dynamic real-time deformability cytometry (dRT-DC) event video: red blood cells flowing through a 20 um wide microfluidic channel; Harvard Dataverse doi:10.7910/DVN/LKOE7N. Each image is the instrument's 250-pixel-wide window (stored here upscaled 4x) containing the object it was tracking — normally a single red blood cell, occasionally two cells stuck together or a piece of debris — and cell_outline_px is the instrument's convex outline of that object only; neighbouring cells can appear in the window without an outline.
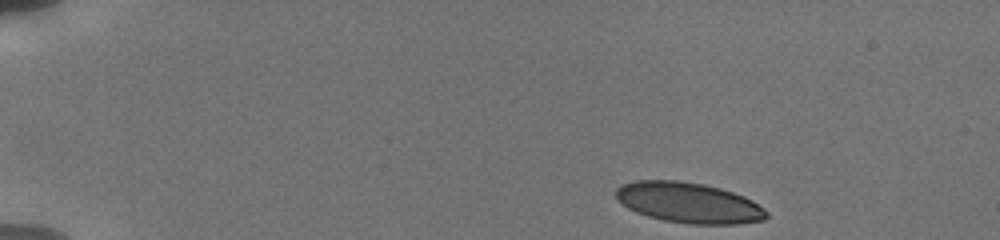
{"species": "human", "species_latin": "Homo sapiens", "temperature_condition": "cold", "stored_images_in_passage": 84, "camera_frame_rate_fps": 3000, "um_per_image_px": 0.085, "donor": {"sex": "male"}, "frame": {"image": 1, "passage_image": 1, "time_ms": 0.0, "image_size_px": [1000, 240], "cell_outline_px": [[768, 216], [764, 220], [736, 224], [692, 224], [664, 220], [648, 216], [636, 212], [628, 208], [616, 200], [616, 188], [620, 184], [636, 180], [680, 180], [704, 184], [720, 188], [744, 196], [752, 200], [764, 208], [768, 212]], "centroid_in_image_um": [58.52, 17.22], "position_along_channel_um": 26.5, "area_um2": 35.72}}
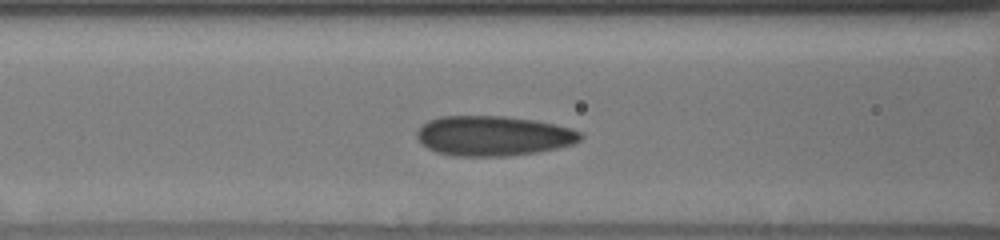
{"frame": {"image": 2, "passage_image": 28, "time_ms": 5.333, "image_size_px": [1000, 240], "cell_outline_px": [[584, 136], [580, 140], [572, 144], [556, 148], [536, 152], [508, 156], [452, 156], [436, 152], [428, 148], [416, 136], [416, 132], [428, 120], [440, 116], [504, 116], [536, 120], [568, 128], [580, 132]], "centroid_in_image_um": [41.91, 11.55], "position_along_channel_um": 124.7, "area_um2": 37.92}}
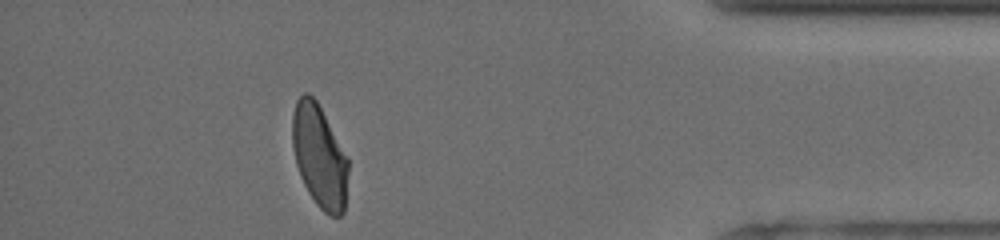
{"frame": {"image": 3, "passage_image": 76, "time_ms": 13.667, "image_size_px": [1000, 240], "cell_outline_px": [[348, 172], [344, 212], [340, 216], [332, 216], [324, 212], [316, 204], [308, 192], [300, 176], [296, 164], [292, 148], [292, 116], [296, 100], [304, 92], [308, 92], [316, 100], [348, 160]], "centroid_in_image_um": [27.12, 13.29], "position_along_channel_um": 408.1, "area_um2": 33.18}, "authors_computed_cell_mechanics": {"area_um2": 36.3273, "velocity_mm_per_s": 3.814, "shape_relaxation_time_tau1_ms": 7.0239, "shape_relaxation_time_tau2_ms": 1.0379, "deformation_change_tau1": 0.1748, "deformation_change_tau2": 0.0724}}